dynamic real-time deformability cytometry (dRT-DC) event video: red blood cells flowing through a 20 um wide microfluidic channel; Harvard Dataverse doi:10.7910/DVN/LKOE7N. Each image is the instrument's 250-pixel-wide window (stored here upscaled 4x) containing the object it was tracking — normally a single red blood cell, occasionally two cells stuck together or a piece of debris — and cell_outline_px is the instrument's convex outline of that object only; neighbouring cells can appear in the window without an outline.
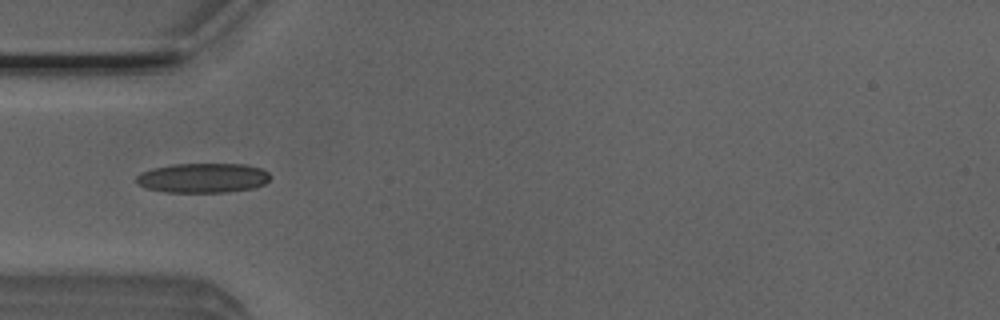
{"species": "Egyptian fruit bat (a non-hibernating species)", "species_latin": "Rousettus aegyptiacus", "temperature_condition": "room temperature", "stored_images_in_passage": 7, "camera_frame_rate_fps": 3000, "um_per_image_px": 0.085, "animal": {"sex": "male"}, "frame": {"image": 1, "passage_image": 4, "time_ms": 1.0, "image_size_px": [1000, 320], "cell_outline_px": [[272, 176], [264, 184], [252, 188], [228, 192], [164, 192], [144, 188], [136, 184], [136, 176], [140, 172], [152, 168], [172, 164], [244, 164], [260, 168], [268, 172]], "centroid_in_image_um": [17.2, 15.12], "position_along_channel_um": 67.8, "area_um2": 23.35}}
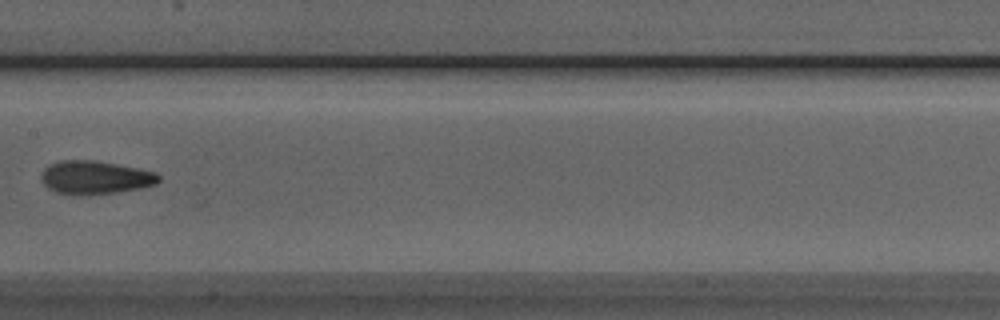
{"frame": {"image": 2, "passage_image": 7, "time_ms": 2.0, "image_size_px": [1000, 320], "cell_outline_px": [[160, 180], [156, 184], [140, 188], [116, 192], [88, 196], [72, 196], [56, 192], [48, 188], [40, 180], [40, 176], [44, 168], [48, 164], [60, 160], [92, 160], [116, 164], [156, 172], [160, 176]], "centroid_in_image_um": [8.03, 15.1], "position_along_channel_um": 199.4, "area_um2": 23.18}}